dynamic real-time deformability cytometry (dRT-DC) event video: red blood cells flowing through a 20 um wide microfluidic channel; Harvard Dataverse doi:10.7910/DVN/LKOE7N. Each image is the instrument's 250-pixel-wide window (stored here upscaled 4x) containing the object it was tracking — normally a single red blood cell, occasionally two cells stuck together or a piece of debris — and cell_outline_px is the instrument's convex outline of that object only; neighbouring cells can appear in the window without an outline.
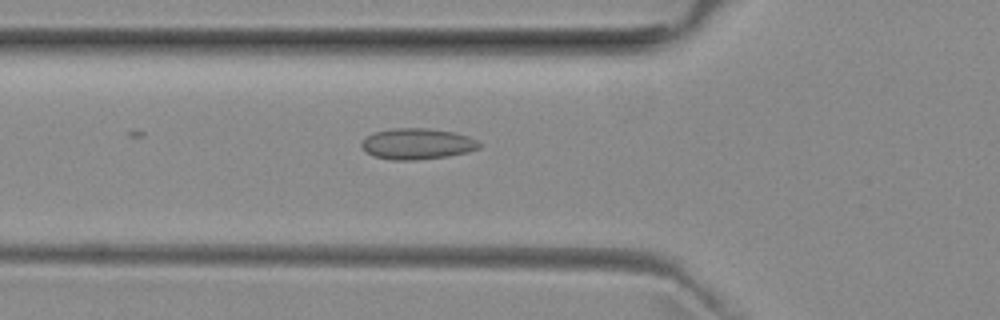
{"species": "common noctule bat (a hibernating species)", "species_latin": "Nyctalus noctula", "temperature_condition": "room temperature", "stored_images_in_passage": 16, "camera_frame_rate_fps": 3000, "um_per_image_px": 0.085, "animal": {"sex": "female", "body_mass_g": 29.2, "forearm_length_mm": 56.3}, "frame": {"image": 1, "passage_image": 2, "time_ms": 0.333, "image_size_px": [1000, 320], "cell_outline_px": [[480, 148], [468, 152], [448, 156], [416, 160], [392, 160], [372, 156], [360, 144], [372, 132], [392, 128], [428, 128], [452, 132], [468, 136], [476, 140], [480, 144]], "centroid_in_image_um": [35.46, 12.23], "position_along_channel_um": 90.3, "area_um2": 21.21}}
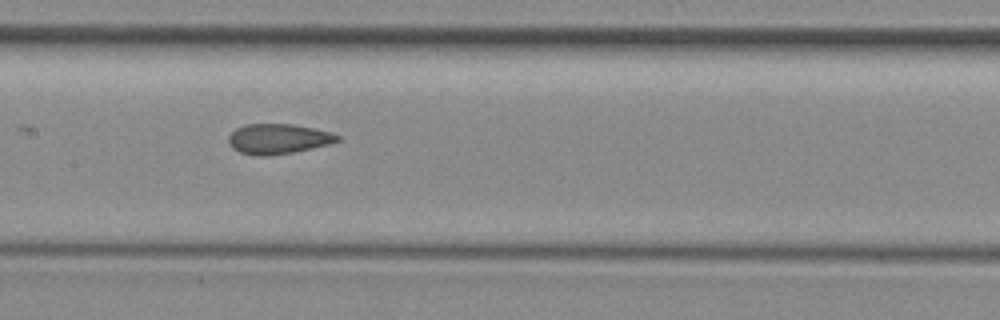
{"frame": {"image": 2, "passage_image": 9, "time_ms": 2.667, "image_size_px": [1000, 320], "cell_outline_px": [[340, 140], [328, 144], [312, 148], [292, 152], [268, 156], [256, 156], [240, 152], [232, 148], [228, 144], [228, 136], [236, 128], [244, 124], [292, 124], [332, 132], [340, 136]], "centroid_in_image_um": [23.61, 11.8], "position_along_channel_um": 183.8, "area_um2": 19.13}}
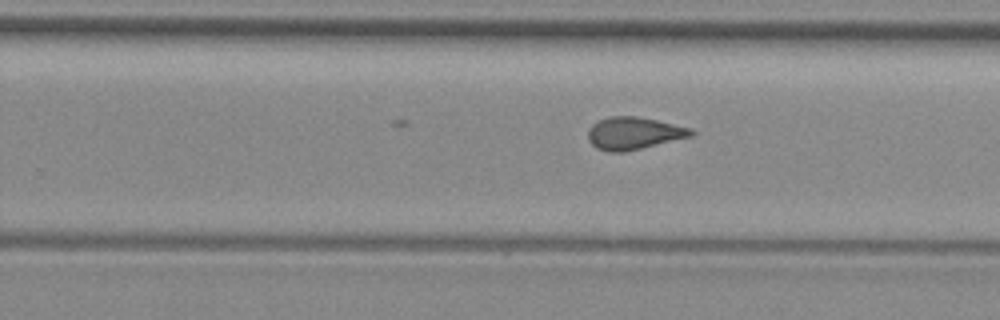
{"frame": {"image": 3, "passage_image": 16, "time_ms": 5.0, "image_size_px": [1000, 320], "cell_outline_px": [[696, 132], [692, 136], [624, 152], [608, 152], [596, 148], [588, 140], [588, 128], [592, 124], [600, 120], [612, 116], [636, 116], [656, 120], [692, 128]], "centroid_in_image_um": [53.86, 11.33], "position_along_channel_um": 275.9, "area_um2": 19.42}}